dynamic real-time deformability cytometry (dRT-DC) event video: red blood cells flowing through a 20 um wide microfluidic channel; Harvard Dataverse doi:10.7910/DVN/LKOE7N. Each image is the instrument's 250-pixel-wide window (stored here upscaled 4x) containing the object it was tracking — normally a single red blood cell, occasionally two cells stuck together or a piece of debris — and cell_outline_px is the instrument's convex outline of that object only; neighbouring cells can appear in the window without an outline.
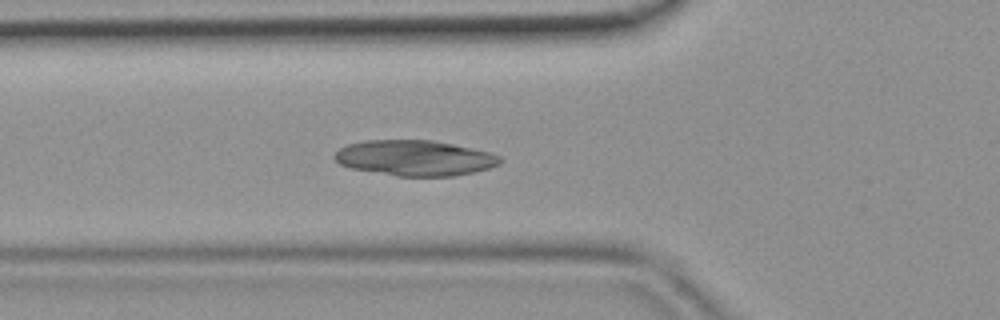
{"species": "common noctule bat (a hibernating species)", "species_latin": "Nyctalus noctula", "temperature_condition": "room temperature", "stored_images_in_passage": 47, "segment_of_instrument_passage": [1, 2], "camera_frame_rate_fps": 3000, "um_per_image_px": 0.085, "animal": {"sex": "female", "body_mass_g": 19.9}, "frame": {"image": 1, "passage_image": 17, "time_ms": 5.333, "image_size_px": [1000, 320], "cell_outline_px": [[500, 164], [488, 168], [472, 172], [452, 176], [396, 176], [352, 168], [340, 164], [332, 156], [340, 148], [348, 144], [364, 140], [432, 140], [492, 152], [500, 156]], "centroid_in_image_um": [35.25, 13.42], "position_along_channel_um": 90.6, "area_um2": 34.1}}
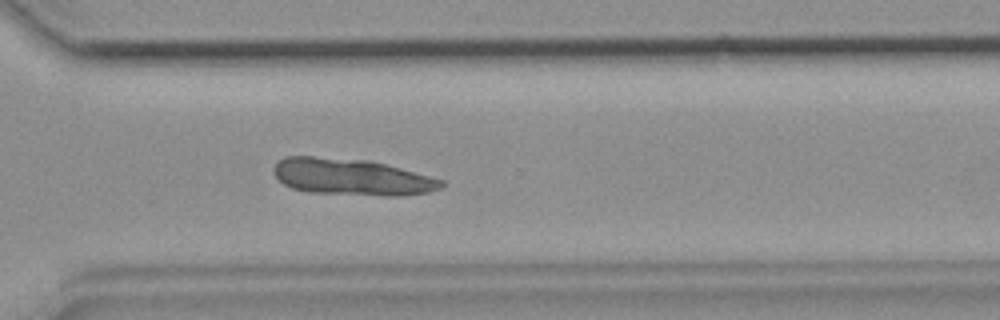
{"frame": {"image": 2, "passage_image": 34, "time_ms": 11.0, "image_size_px": [1000, 320], "cell_outline_px": [[444, 188], [428, 192], [404, 196], [388, 196], [308, 192], [292, 188], [284, 184], [272, 172], [272, 168], [280, 160], [288, 156], [312, 156], [368, 160], [400, 168], [444, 180]], "centroid_in_image_um": [29.9, 15.05], "position_along_channel_um": 340.7, "area_um2": 35.72}}
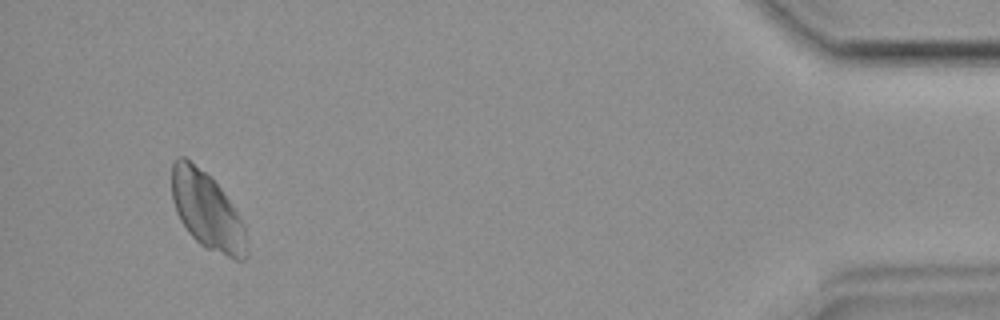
{"frame": {"image": 3, "passage_image": 44, "time_ms": 14.333, "image_size_px": [1000, 320], "cell_outline_px": [[248, 256], [244, 260], [236, 260], [208, 248], [200, 244], [188, 232], [180, 220], [176, 212], [172, 200], [172, 164], [176, 156], [184, 156], [204, 172], [220, 188], [240, 216], [244, 224], [248, 252]], "centroid_in_image_um": [17.6, 17.93], "position_along_channel_um": 417.6, "area_um2": 33.41}}